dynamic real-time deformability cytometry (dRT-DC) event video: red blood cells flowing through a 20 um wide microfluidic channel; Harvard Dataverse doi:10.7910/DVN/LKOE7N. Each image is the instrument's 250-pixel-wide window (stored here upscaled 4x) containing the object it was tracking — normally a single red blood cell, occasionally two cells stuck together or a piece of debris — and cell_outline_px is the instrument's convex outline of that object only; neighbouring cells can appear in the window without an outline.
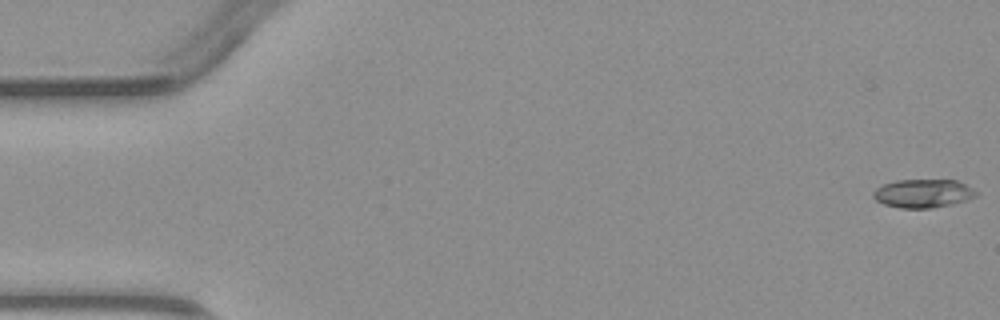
{"species": "common noctule bat (a hibernating species)", "species_latin": "Nyctalus noctula", "temperature_condition": "warm", "stored_images_in_passage": 4, "camera_frame_rate_fps": 3000, "um_per_image_px": 0.085, "animal": {"sex": "male", "body_mass_g": 23.1, "forearm_length_mm": 52.7}, "frame": {"image": 1, "passage_image": 1, "time_ms": 0.0, "image_size_px": [1000, 320], "cell_outline_px": [[976, 196], [952, 204], [932, 208], [900, 208], [884, 204], [876, 200], [872, 196], [872, 192], [876, 188], [884, 184], [896, 180], [956, 180], [972, 188], [976, 192]], "centroid_in_image_um": [78.42, 16.44], "position_along_channel_um": 6.6, "area_um2": 16.94}}